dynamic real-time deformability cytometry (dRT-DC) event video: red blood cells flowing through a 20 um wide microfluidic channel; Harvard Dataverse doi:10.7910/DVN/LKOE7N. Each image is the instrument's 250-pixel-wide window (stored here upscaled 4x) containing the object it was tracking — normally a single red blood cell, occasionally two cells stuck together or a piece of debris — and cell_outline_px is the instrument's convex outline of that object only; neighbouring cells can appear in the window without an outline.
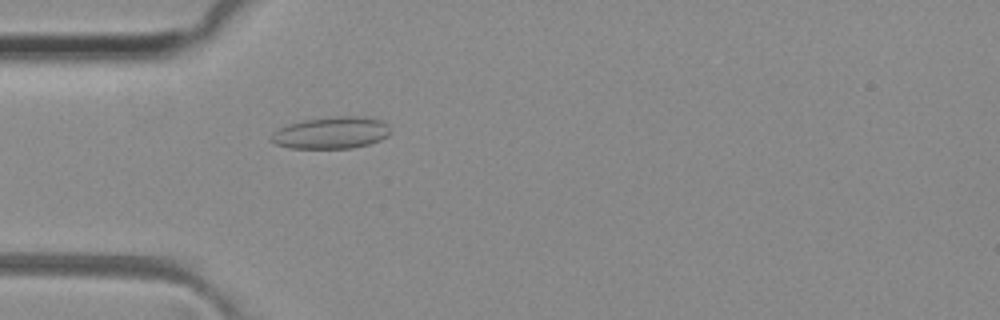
{"species": "common noctule bat (a hibernating species)", "species_latin": "Nyctalus noctula", "temperature_condition": "room temperature", "stored_images_in_passage": 30, "camera_frame_rate_fps": 3000, "um_per_image_px": 0.085, "animal": {"sex": "female", "body_mass_g": 29.2, "forearm_length_mm": 56.3}, "frame": {"image": 1, "passage_image": 1, "time_ms": 0.0, "image_size_px": [1000, 320], "cell_outline_px": [[392, 132], [388, 136], [380, 140], [368, 144], [352, 148], [288, 148], [276, 144], [272, 140], [272, 132], [288, 124], [304, 120], [336, 116], [364, 116], [380, 120], [388, 124]], "centroid_in_image_um": [28.2, 11.28], "position_along_channel_um": 56.8, "area_um2": 22.2}}
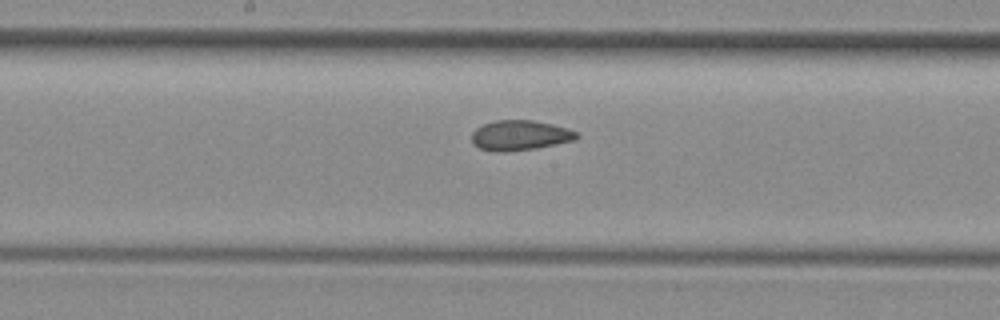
{"frame": {"image": 2, "passage_image": 12, "time_ms": 3.667, "image_size_px": [1000, 320], "cell_outline_px": [[580, 136], [576, 140], [536, 148], [504, 152], [496, 152], [480, 148], [472, 140], [472, 132], [476, 128], [484, 124], [496, 120], [532, 120], [552, 124], [568, 128], [576, 132]], "centroid_in_image_um": [44.22, 11.5], "position_along_channel_um": 204.0, "area_um2": 18.32}}
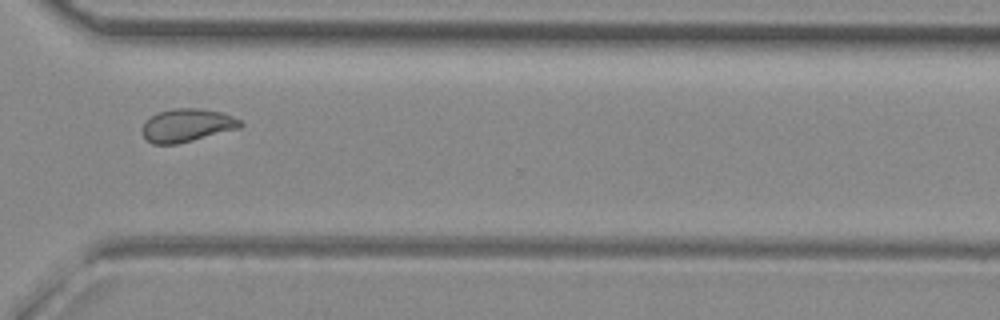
{"frame": {"image": 3, "passage_image": 23, "time_ms": 7.333, "image_size_px": [1000, 320], "cell_outline_px": [[244, 124], [240, 128], [176, 144], [152, 144], [144, 136], [144, 124], [156, 112], [176, 108], [196, 108], [220, 112], [232, 116], [240, 120]], "centroid_in_image_um": [15.92, 10.65], "position_along_channel_um": 354.7, "area_um2": 18.55}, "authors_computed_cell_mechanics": {"area_um2": 18.6405, "velocity_mm_per_s": 4.1113, "shape_relaxation_time_tau1_ms": null, "shape_relaxation_time_tau2_ms": 1.4863, "deformation_change_tau1": null, "deformation_change_tau2": 0.073}}